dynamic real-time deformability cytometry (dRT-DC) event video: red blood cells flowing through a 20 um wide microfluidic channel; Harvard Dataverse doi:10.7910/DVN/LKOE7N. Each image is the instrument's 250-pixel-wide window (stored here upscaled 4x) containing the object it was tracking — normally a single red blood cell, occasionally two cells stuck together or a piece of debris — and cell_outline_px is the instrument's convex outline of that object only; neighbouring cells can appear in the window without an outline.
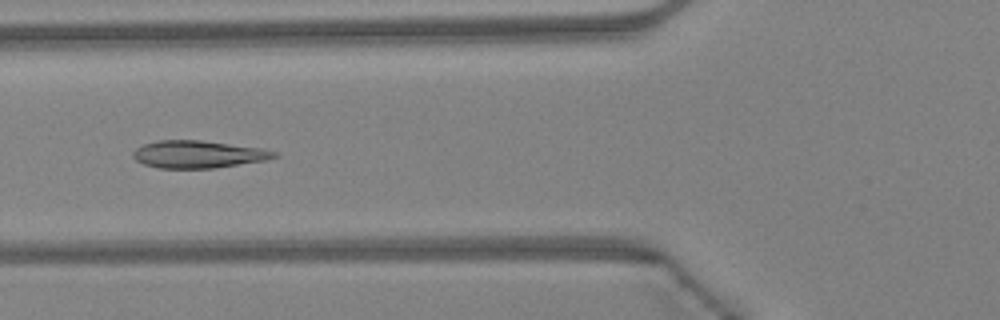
{"species": "Egyptian fruit bat (a non-hibernating species)", "species_latin": "Rousettus aegyptiacus", "temperature_condition": "warm", "stored_images_in_passage": 47, "camera_frame_rate_fps": 3000, "um_per_image_px": 0.085, "animal": {"sex": "female"}, "frame": {"image": 1, "passage_image": 18, "time_ms": 5.667, "image_size_px": [1000, 320], "cell_outline_px": [[280, 156], [268, 160], [216, 168], [156, 168], [144, 164], [136, 160], [132, 156], [132, 152], [136, 148], [144, 144], [160, 140], [200, 140], [260, 148], [276, 152]], "centroid_in_image_um": [16.85, 13.12], "position_along_channel_um": 109.0, "area_um2": 22.6}}
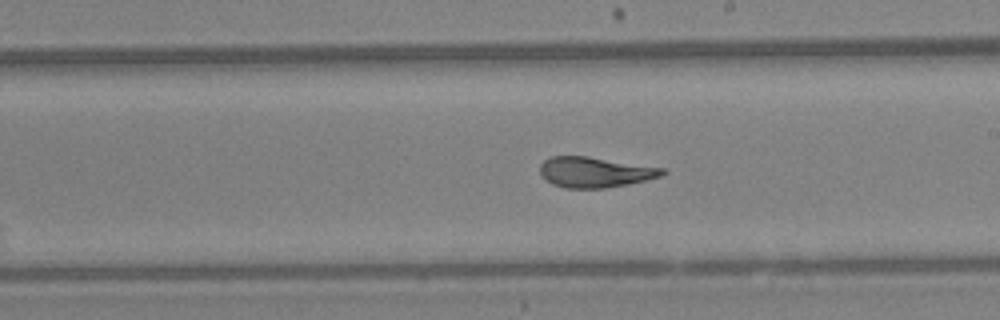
{"frame": {"image": 2, "passage_image": 27, "time_ms": 8.667, "image_size_px": [1000, 320], "cell_outline_px": [[668, 172], [660, 176], [628, 184], [604, 188], [564, 188], [552, 184], [540, 172], [540, 164], [544, 160], [552, 156], [588, 156], [664, 168]], "centroid_in_image_um": [50.57, 14.63], "position_along_channel_um": 238.4, "area_um2": 21.56}}
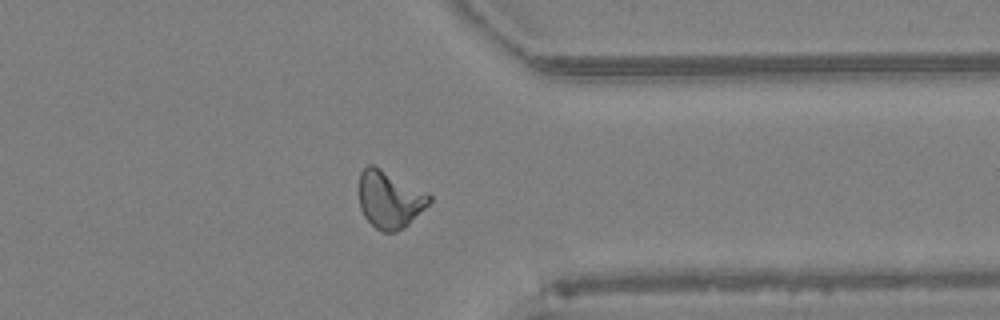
{"frame": {"image": 3, "passage_image": 37, "time_ms": 12.0, "image_size_px": [1000, 320], "cell_outline_px": [[432, 200], [404, 228], [396, 232], [380, 232], [364, 216], [360, 208], [360, 172], [368, 164], [372, 164], [428, 192], [432, 196]], "centroid_in_image_um": [33.13, 16.96], "position_along_channel_um": 378.3, "area_um2": 23.35}, "authors_computed_cell_mechanics": {"area_um2": 22.7154, "velocity_mm_per_s": 4.343, "shape_relaxation_time_tau1_ms": 5.5967, "shape_relaxation_time_tau2_ms": 1.1999, "deformation_change_tau1": 0.1785, "deformation_change_tau2": 0.0496}}